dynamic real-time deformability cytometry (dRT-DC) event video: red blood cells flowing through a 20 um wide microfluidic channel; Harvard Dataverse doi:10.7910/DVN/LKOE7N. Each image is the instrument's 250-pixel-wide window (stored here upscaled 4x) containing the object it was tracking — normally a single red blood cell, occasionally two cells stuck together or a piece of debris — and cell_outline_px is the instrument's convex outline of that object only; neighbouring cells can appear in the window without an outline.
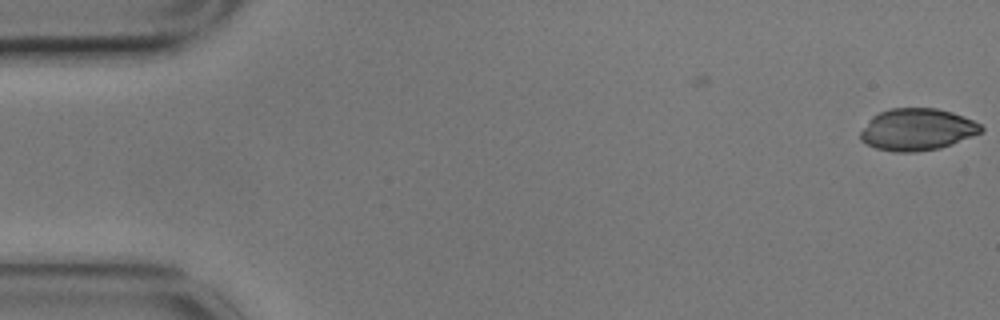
{"species": "common noctule bat (a hibernating species)", "species_latin": "Nyctalus noctula", "temperature_condition": "cold", "stored_images_in_passage": 4, "camera_frame_rate_fps": 3000, "um_per_image_px": 0.085, "animal": {"sex": "male", "body_mass_g": 17.9}, "frame": {"image": 1, "passage_image": 4, "time_ms": 1.0, "image_size_px": [1000, 320], "cell_outline_px": [[984, 128], [980, 132], [972, 136], [952, 144], [940, 148], [916, 152], [892, 152], [876, 148], [860, 140], [860, 132], [872, 116], [888, 108], [936, 108], [952, 112], [964, 116], [980, 124]], "centroid_in_image_um": [77.94, 11.01], "position_along_channel_um": 7.1, "area_um2": 29.48}}